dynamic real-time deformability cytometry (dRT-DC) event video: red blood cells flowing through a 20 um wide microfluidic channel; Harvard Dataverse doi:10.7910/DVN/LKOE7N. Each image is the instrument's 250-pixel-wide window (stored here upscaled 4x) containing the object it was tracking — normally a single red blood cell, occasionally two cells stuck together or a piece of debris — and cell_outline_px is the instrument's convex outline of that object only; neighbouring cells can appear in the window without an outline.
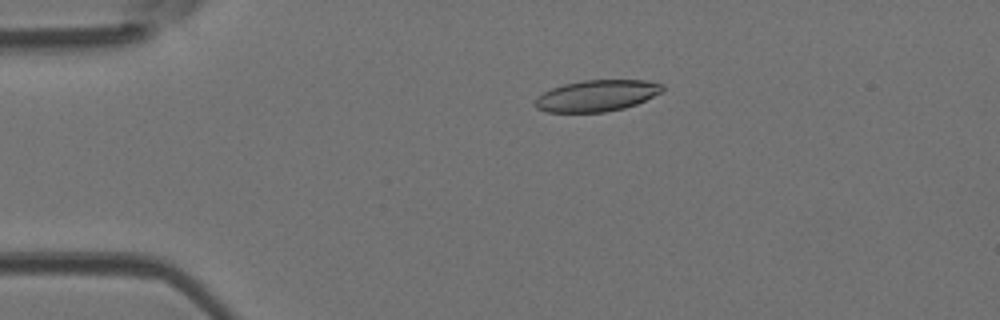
{"species": "Egyptian fruit bat (a non-hibernating species)", "species_latin": "Rousettus aegyptiacus", "temperature_condition": "room temperature", "stored_images_in_passage": 48, "camera_frame_rate_fps": 3000, "um_per_image_px": 0.085, "animal": {"sex": "female"}, "frame": {"image": 1, "passage_image": 10, "time_ms": 3.0, "image_size_px": [1000, 320], "cell_outline_px": [[664, 88], [660, 92], [636, 104], [624, 108], [604, 112], [548, 112], [536, 108], [536, 96], [552, 88], [564, 84], [584, 80], [644, 80], [664, 84]], "centroid_in_image_um": [50.71, 8.13], "position_along_channel_um": 34.3, "area_um2": 23.06}}
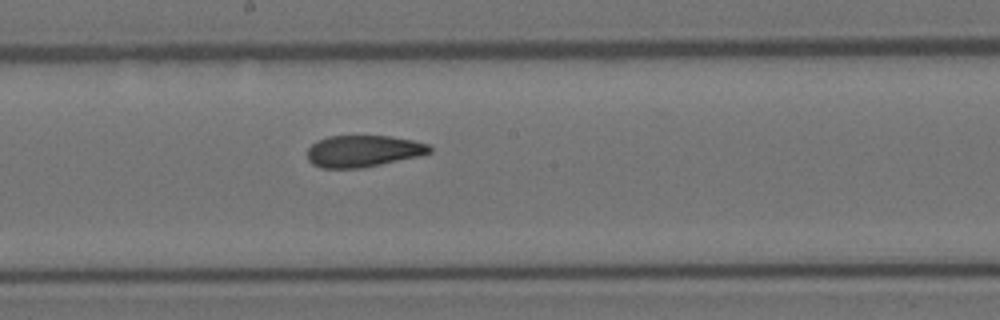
{"frame": {"image": 2, "passage_image": 26, "time_ms": 8.333, "image_size_px": [1000, 320], "cell_outline_px": [[432, 152], [420, 156], [360, 168], [320, 168], [312, 164], [308, 160], [308, 148], [316, 140], [328, 136], [392, 136], [412, 140], [428, 144], [432, 148]], "centroid_in_image_um": [30.86, 12.84], "position_along_channel_um": 217.3, "area_um2": 22.66}}
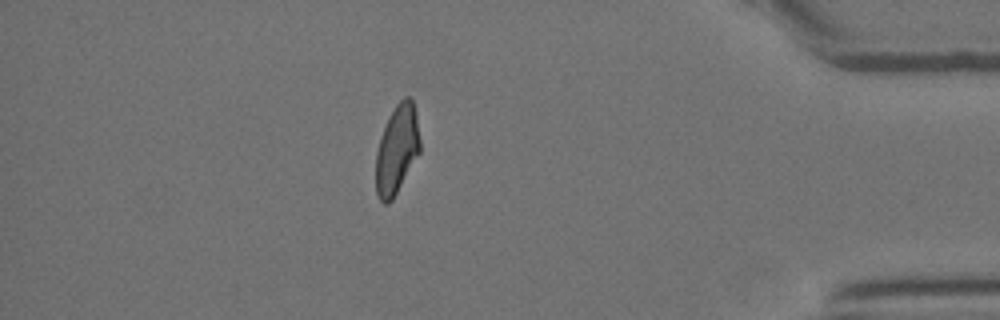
{"frame": {"image": 3, "passage_image": 42, "time_ms": 13.667, "image_size_px": [1000, 320], "cell_outline_px": [[420, 152], [392, 200], [388, 204], [384, 204], [380, 200], [376, 192], [376, 152], [380, 136], [388, 116], [396, 104], [404, 96], [408, 96], [412, 100], [416, 112], [420, 140]], "centroid_in_image_um": [33.73, 12.69], "position_along_channel_um": 401.5, "area_um2": 22.95}, "authors_computed_cell_mechanics": {"area_um2": 23.3512, "velocity_mm_per_s": 4.2151, "shape_relaxation_time_tau1_ms": null, "shape_relaxation_time_tau2_ms": 2.5794, "deformation_change_tau1": null, "deformation_change_tau2": 0.1024}}